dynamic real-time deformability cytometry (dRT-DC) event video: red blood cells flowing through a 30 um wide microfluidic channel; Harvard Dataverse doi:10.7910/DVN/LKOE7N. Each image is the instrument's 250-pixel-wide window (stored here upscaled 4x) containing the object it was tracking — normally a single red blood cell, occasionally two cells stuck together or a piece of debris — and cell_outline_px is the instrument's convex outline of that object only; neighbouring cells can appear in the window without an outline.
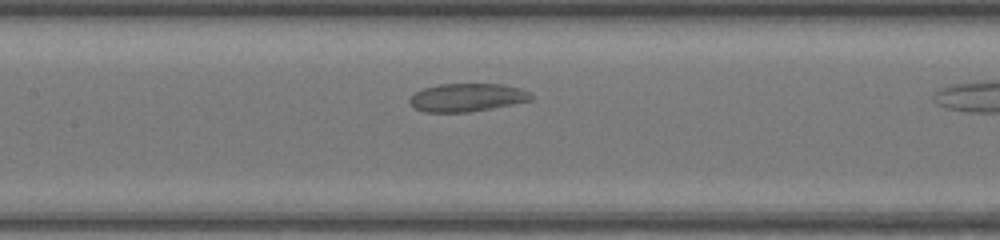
{"species": "common noctule bat (a hibernating species)", "species_latin": "Nyctalus noctula", "temperature_condition": "warm", "stored_images_in_passage": 23, "segment_of_instrument_passage": [1, 2], "camera_frame_rate_fps": 3000, "um_per_image_px": 0.085, "animal": {"sex": "female", "body_mass_g": 17.0, "forearm_length_mm": 48.0}, "frame": {"image": 1, "passage_image": 8, "time_ms": 2.333, "image_size_px": [1000, 240], "cell_outline_px": [[532, 100], [492, 108], [468, 112], [424, 112], [416, 108], [408, 100], [416, 92], [424, 88], [440, 84], [500, 84], [520, 88], [528, 92], [532, 96]], "centroid_in_image_um": [39.7, 8.28], "position_along_channel_um": 167.7, "area_um2": 19.65}}
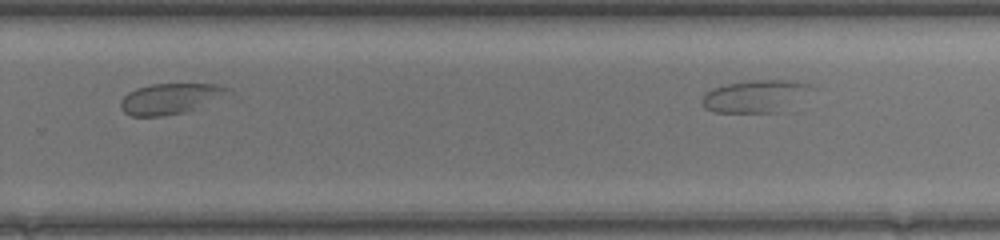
{"frame": {"image": 2, "passage_image": 18, "time_ms": 5.667, "image_size_px": [1000, 240], "cell_outline_px": [[228, 88], [192, 108], [184, 112], [164, 116], [132, 116], [124, 112], [120, 108], [120, 100], [128, 92], [136, 88], [152, 84], [216, 84]], "centroid_in_image_um": [14.19, 8.39], "position_along_channel_um": 315.6, "area_um2": 17.92}}
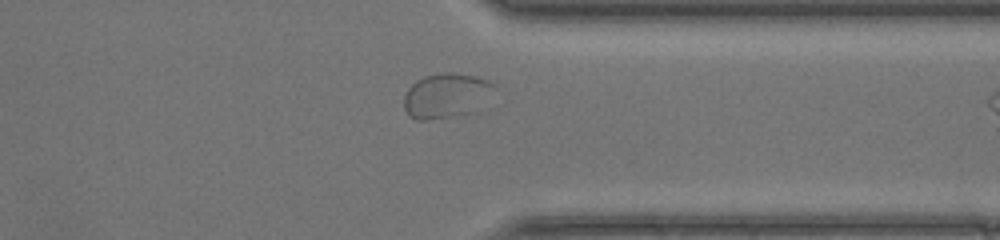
{"frame": {"image": 3, "passage_image": 22, "time_ms": 7.0, "image_size_px": [1000, 240], "cell_outline_px": [[496, 84], [468, 112], [448, 116], [424, 120], [416, 120], [404, 108], [404, 96], [408, 88], [416, 80], [424, 76], [444, 72], [448, 72], [476, 76], [488, 80]], "centroid_in_image_um": [37.8, 8.07], "position_along_channel_um": 373.6, "area_um2": 22.31}}